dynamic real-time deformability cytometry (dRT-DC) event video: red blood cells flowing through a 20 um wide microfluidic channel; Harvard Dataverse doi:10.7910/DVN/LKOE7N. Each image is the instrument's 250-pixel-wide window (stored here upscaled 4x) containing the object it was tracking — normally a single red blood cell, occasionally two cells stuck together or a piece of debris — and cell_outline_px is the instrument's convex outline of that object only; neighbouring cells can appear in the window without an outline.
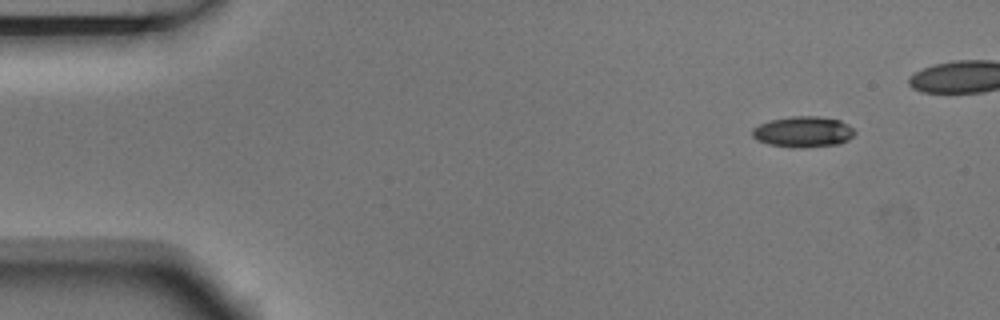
{"species": "Egyptian fruit bat (a non-hibernating species)", "species_latin": "Rousettus aegyptiacus", "temperature_condition": "room temperature", "stored_images_in_passage": 5, "segment_of_instrument_passage": [2, 2], "camera_frame_rate_fps": 3000, "um_per_image_px": 0.085, "animal": {"sex": "male"}, "frame": {"image": 1, "passage_image": 5, "time_ms": 1.333, "image_size_px": [1000, 320], "cell_outline_px": [[856, 132], [848, 140], [840, 144], [800, 148], [792, 148], [768, 144], [756, 140], [752, 136], [752, 128], [768, 120], [792, 116], [816, 116], [840, 120], [848, 124]], "centroid_in_image_um": [68.25, 11.21], "position_along_channel_um": 16.8, "area_um2": 18.61}}